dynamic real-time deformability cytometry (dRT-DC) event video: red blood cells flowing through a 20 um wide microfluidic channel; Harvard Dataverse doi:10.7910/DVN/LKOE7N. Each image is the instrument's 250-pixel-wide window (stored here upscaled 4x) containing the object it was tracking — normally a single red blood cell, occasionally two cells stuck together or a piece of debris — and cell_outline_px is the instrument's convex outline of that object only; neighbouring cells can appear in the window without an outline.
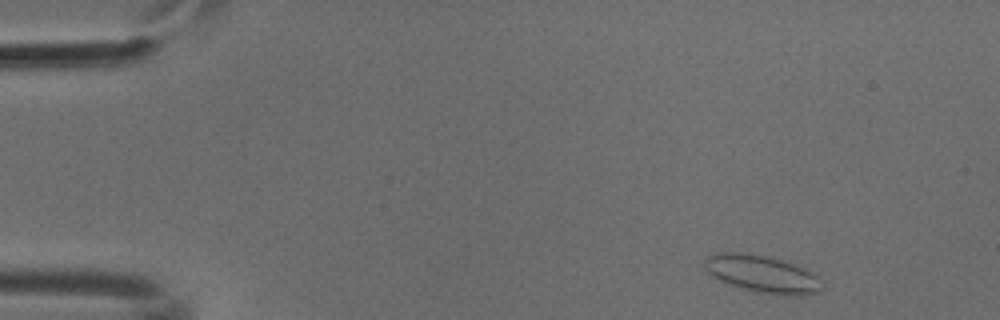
{"species": "common noctule bat (a hibernating species)", "species_latin": "Nyctalus noctula", "temperature_condition": "cold", "stored_images_in_passage": 50, "camera_frame_rate_fps": 3000, "um_per_image_px": 0.085, "animal": {"sex": "male", "body_mass_g": 18.8}, "frame": {"image": 1, "passage_image": 3, "time_ms": 0.667, "image_size_px": [1000, 320], "cell_outline_px": [[824, 288], [820, 292], [804, 296], [780, 296], [756, 292], [740, 288], [728, 284], [712, 276], [708, 272], [704, 264], [704, 260], [712, 252], [740, 252], [764, 256], [780, 260], [804, 268], [812, 272], [816, 276]], "centroid_in_image_um": [64.79, 23.32], "position_along_channel_um": 20.2, "area_um2": 25.78}}
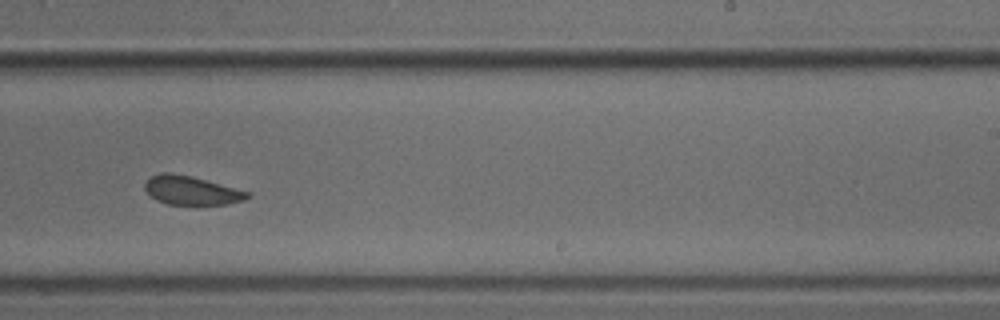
{"frame": {"image": 2, "passage_image": 30, "time_ms": 9.667, "image_size_px": [1000, 320], "cell_outline_px": [[252, 196], [244, 200], [228, 204], [196, 208], [168, 204], [156, 200], [144, 188], [144, 184], [148, 176], [160, 172], [172, 172], [192, 176], [248, 192]], "centroid_in_image_um": [16.24, 16.23], "position_along_channel_um": 272.8, "area_um2": 18.03}}
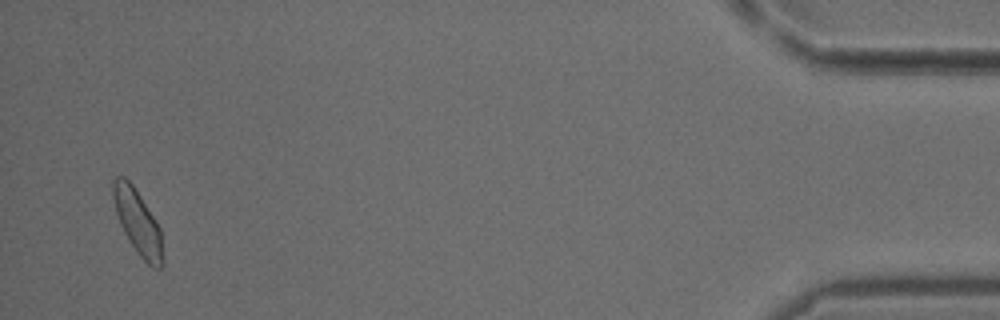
{"frame": {"image": 3, "passage_image": 48, "time_ms": 15.667, "image_size_px": [1000, 320], "cell_outline_px": [[164, 264], [160, 268], [152, 268], [136, 252], [128, 240], [120, 224], [116, 212], [112, 196], [112, 180], [116, 176], [124, 176], [132, 184], [156, 220], [160, 228], [164, 260]], "centroid_in_image_um": [11.71, 18.9], "position_along_channel_um": 423.5, "area_um2": 18.79}}